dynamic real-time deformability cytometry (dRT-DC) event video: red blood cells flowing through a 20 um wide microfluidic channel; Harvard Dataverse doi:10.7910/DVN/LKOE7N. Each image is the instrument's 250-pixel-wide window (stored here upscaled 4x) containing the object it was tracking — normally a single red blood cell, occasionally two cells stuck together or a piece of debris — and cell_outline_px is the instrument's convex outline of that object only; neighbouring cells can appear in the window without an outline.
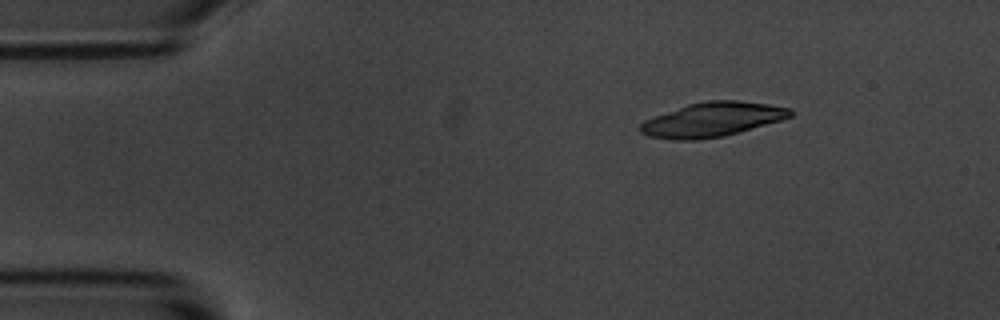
{"species": "common noctule bat (a hibernating species)", "species_latin": "Nyctalus noctula", "temperature_condition": "room temperature", "stored_images_in_passage": 2, "camera_frame_rate_fps": 3000, "um_per_image_px": 0.085, "animal": {"sex": "male", "body_mass_g": 20.1, "forearm_length_mm": 53.5}, "frame": {"image": 1, "passage_image": 1, "time_ms": 0.0, "image_size_px": [1000, 320], "cell_outline_px": [[792, 116], [780, 120], [724, 136], [696, 140], [676, 140], [652, 136], [640, 132], [640, 124], [644, 120], [688, 104], [708, 100], [736, 100], [768, 104], [792, 108]], "centroid_in_image_um": [60.55, 10.15], "position_along_channel_um": 24.4, "area_um2": 29.65}}